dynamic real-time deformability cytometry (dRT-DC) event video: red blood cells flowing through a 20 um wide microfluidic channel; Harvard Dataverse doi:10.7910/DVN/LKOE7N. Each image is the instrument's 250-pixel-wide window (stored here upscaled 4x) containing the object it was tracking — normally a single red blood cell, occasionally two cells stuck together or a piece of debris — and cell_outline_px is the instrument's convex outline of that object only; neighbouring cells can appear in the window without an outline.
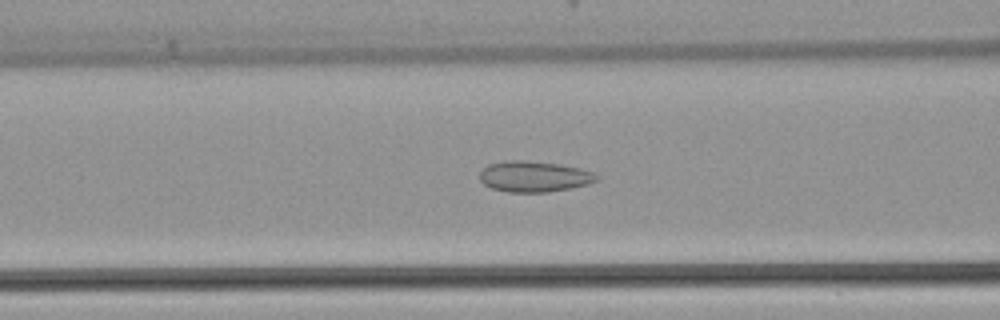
{"species": "common noctule bat (a hibernating species)", "species_latin": "Nyctalus noctula", "temperature_condition": "warm", "stored_images_in_passage": 32, "camera_frame_rate_fps": 3000, "um_per_image_px": 0.085, "animal": {"sex": "female", "body_mass_g": 22.7, "forearm_length_mm": 54.2}, "frame": {"image": 1, "passage_image": 11, "time_ms": 3.333, "image_size_px": [1000, 320], "cell_outline_px": [[600, 180], [588, 184], [572, 188], [548, 192], [508, 192], [492, 188], [484, 184], [480, 180], [480, 172], [488, 164], [504, 160], [524, 160], [560, 164], [596, 172], [600, 176]], "centroid_in_image_um": [45.44, 15.0], "position_along_channel_um": 121.2, "area_um2": 21.27}}
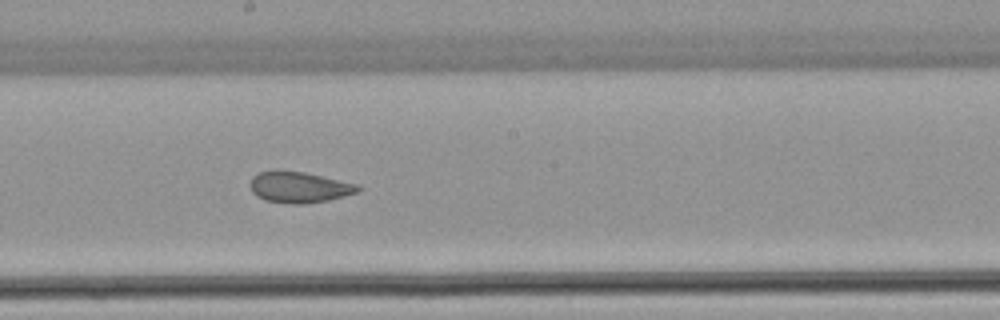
{"frame": {"image": 2, "passage_image": 18, "time_ms": 5.667, "image_size_px": [1000, 320], "cell_outline_px": [[360, 188], [356, 192], [328, 200], [304, 204], [292, 204], [264, 200], [256, 196], [252, 192], [252, 176], [260, 172], [304, 172], [356, 184]], "centroid_in_image_um": [25.41, 15.94], "position_along_channel_um": 222.8, "area_um2": 18.79}}
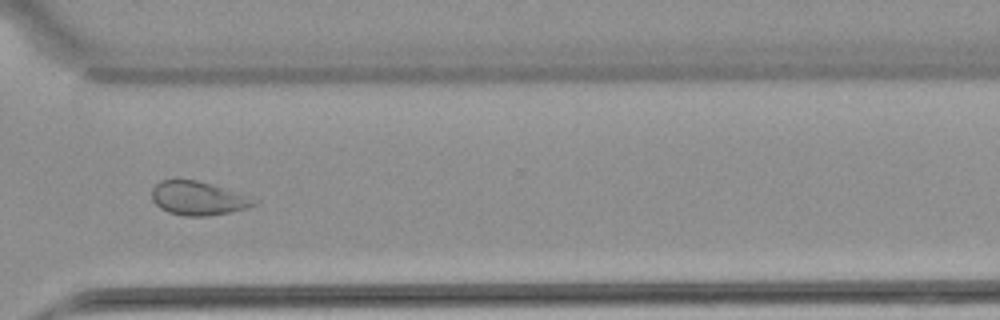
{"frame": {"image": 3, "passage_image": 27, "time_ms": 8.667, "image_size_px": [1000, 320], "cell_outline_px": [[260, 200], [256, 204], [244, 208], [228, 212], [204, 216], [184, 216], [168, 212], [160, 208], [152, 200], [152, 188], [160, 180], [196, 180]], "centroid_in_image_um": [16.78, 16.86], "position_along_channel_um": 353.8, "area_um2": 19.65}}